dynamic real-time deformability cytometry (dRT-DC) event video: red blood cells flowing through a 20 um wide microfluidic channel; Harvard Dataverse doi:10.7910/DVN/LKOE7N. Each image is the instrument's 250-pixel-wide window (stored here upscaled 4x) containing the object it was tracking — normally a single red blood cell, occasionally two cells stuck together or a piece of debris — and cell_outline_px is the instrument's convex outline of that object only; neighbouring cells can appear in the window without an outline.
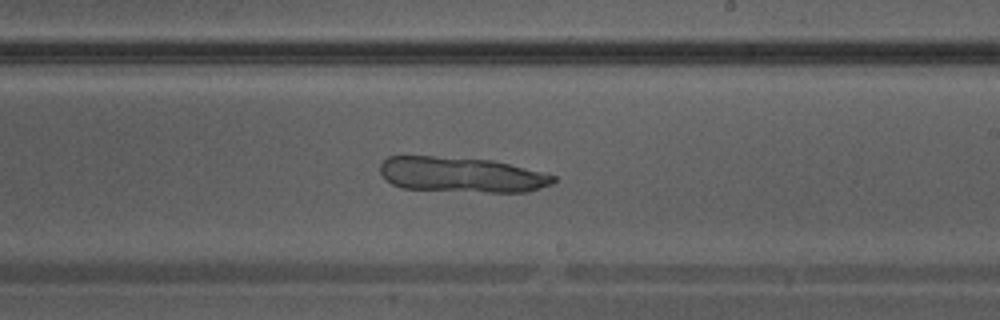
{"species": "Egyptian fruit bat (a non-hibernating species)", "species_latin": "Rousettus aegyptiacus", "temperature_condition": "warm", "stored_images_in_passage": 37, "camera_frame_rate_fps": 3000, "um_per_image_px": 0.085, "animal": {"sex": "male"}, "frame": {"image": 1, "passage_image": 22, "time_ms": 7.0, "image_size_px": [1000, 320], "cell_outline_px": [[556, 180], [552, 184], [528, 192], [488, 192], [400, 188], [392, 184], [380, 172], [380, 164], [388, 156], [432, 156], [492, 160], [556, 176]], "centroid_in_image_um": [39.21, 14.85], "position_along_channel_um": 249.8, "area_um2": 35.32}}